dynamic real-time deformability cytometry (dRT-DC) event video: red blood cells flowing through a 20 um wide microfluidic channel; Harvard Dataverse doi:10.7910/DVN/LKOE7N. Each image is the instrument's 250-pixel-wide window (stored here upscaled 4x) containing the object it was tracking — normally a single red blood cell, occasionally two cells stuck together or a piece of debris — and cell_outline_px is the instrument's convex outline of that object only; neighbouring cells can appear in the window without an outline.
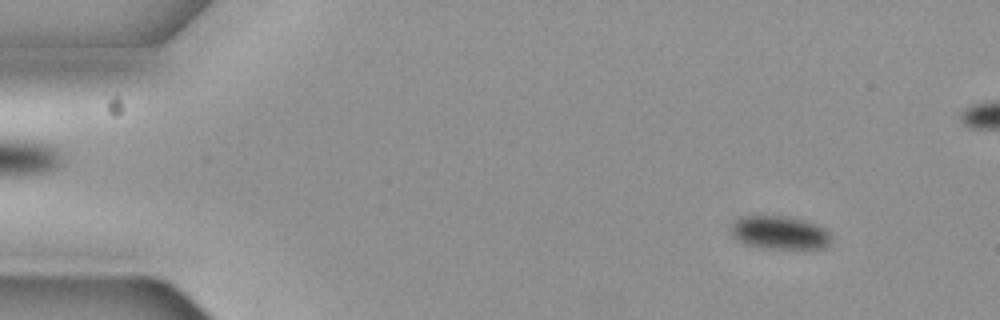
{"species": "common noctule bat (a hibernating species)", "species_latin": "Nyctalus noctula", "temperature_condition": "cold", "stored_images_in_passage": 58, "camera_frame_rate_fps": 3000, "um_per_image_px": 0.085, "animal": {"sex": "female", "body_mass_g": 19.3, "forearm_length_mm": 54.1}, "frame": {"image": 1, "passage_image": 6, "time_ms": 1.667, "image_size_px": [1000, 320], "cell_outline_px": [[832, 236], [828, 244], [820, 248], [764, 248], [744, 244], [728, 228], [740, 216], [756, 212], [788, 216], [804, 220], [816, 224], [824, 228]], "centroid_in_image_um": [66.21, 19.71], "position_along_channel_um": 18.8, "area_um2": 19.94}}
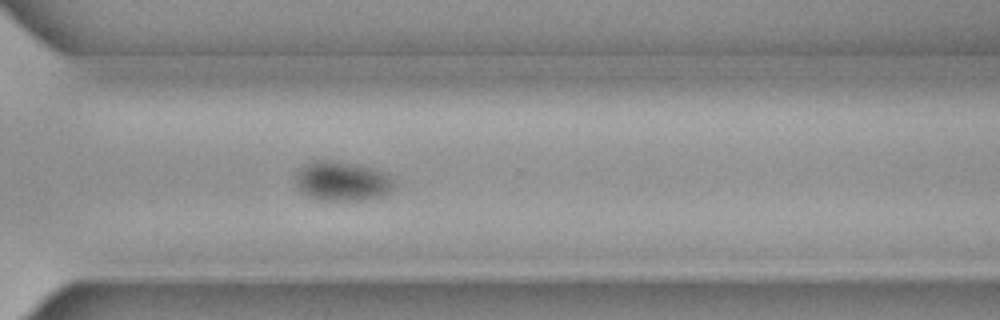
{"frame": {"image": 2, "passage_image": 41, "time_ms": 13.333, "image_size_px": [1000, 320], "cell_outline_px": [[396, 188], [392, 192], [384, 196], [360, 200], [320, 200], [308, 196], [296, 184], [296, 176], [300, 168], [304, 164], [312, 160], [332, 160], [356, 164], [376, 168], [384, 172], [392, 180]], "centroid_in_image_um": [29.13, 15.39], "position_along_channel_um": 341.5, "area_um2": 22.83}}
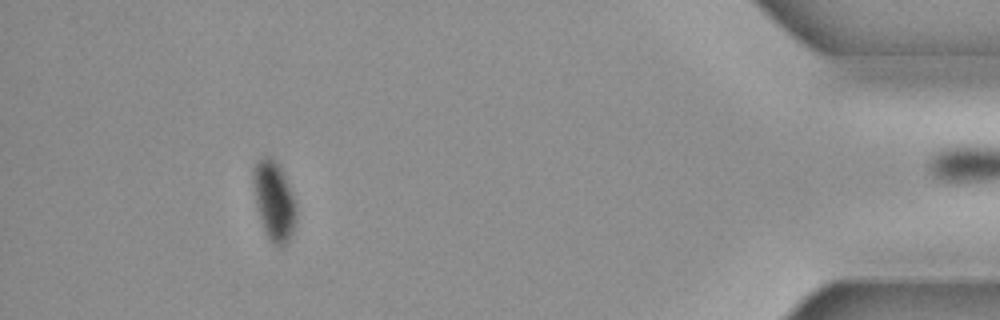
{"frame": {"image": 3, "passage_image": 52, "time_ms": 17.0, "image_size_px": [1000, 320], "cell_outline_px": [[296, 228], [288, 244], [280, 248], [272, 244], [268, 240], [264, 232], [260, 220], [256, 204], [252, 180], [252, 172], [256, 164], [264, 156], [268, 156], [280, 168], [284, 176], [292, 196], [296, 208]], "centroid_in_image_um": [23.29, 17.21], "position_along_channel_um": 411.9, "area_um2": 19.88}}